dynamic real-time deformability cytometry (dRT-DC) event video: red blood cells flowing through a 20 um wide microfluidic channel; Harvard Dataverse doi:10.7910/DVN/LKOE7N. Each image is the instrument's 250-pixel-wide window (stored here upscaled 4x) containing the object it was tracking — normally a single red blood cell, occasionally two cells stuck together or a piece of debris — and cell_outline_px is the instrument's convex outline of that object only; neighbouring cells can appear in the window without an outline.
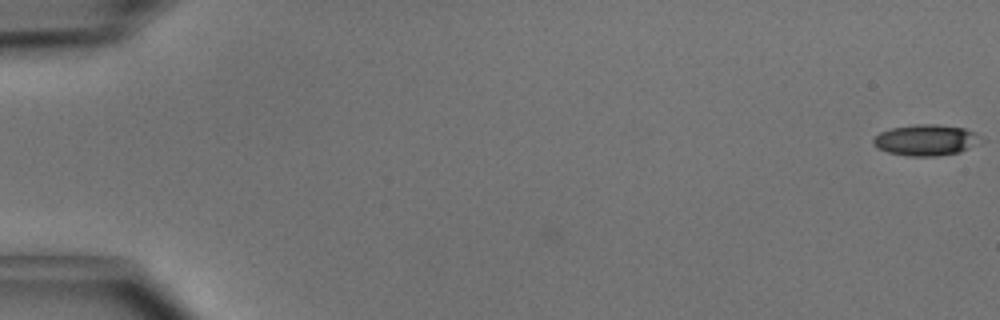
{"species": "common noctule bat (a hibernating species)", "species_latin": "Nyctalus noctula", "temperature_condition": "cold", "stored_images_in_passage": 3, "camera_frame_rate_fps": 3000, "um_per_image_px": 0.085, "animal": {"sex": "male", "body_mass_g": 15.6}, "frame": {"image": 1, "passage_image": 1, "time_ms": 0.0, "image_size_px": [1000, 320], "cell_outline_px": [[980, 136], [968, 148], [960, 152], [936, 156], [908, 156], [888, 152], [872, 144], [872, 140], [880, 132], [892, 128], [916, 124], [936, 124], [964, 128], [976, 132]], "centroid_in_image_um": [78.65, 11.9], "position_along_channel_um": 6.4, "area_um2": 19.07}}